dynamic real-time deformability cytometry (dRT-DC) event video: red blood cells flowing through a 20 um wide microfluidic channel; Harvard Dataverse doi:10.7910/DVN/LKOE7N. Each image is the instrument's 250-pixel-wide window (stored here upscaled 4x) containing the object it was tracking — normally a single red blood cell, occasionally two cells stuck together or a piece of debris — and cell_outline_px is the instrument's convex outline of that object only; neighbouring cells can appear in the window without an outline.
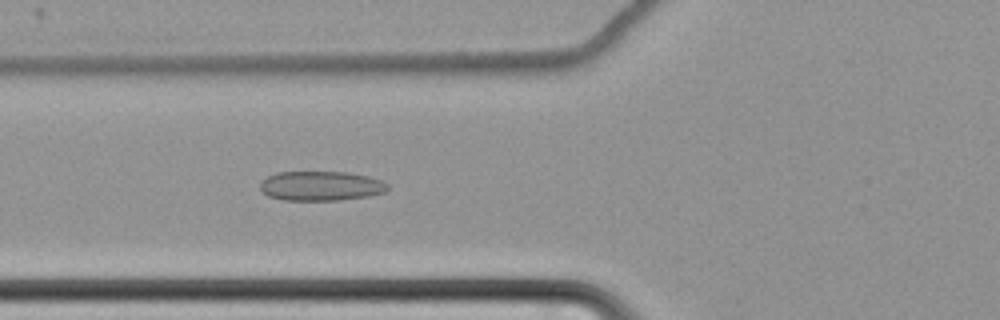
{"species": "common noctule bat (a hibernating species)", "species_latin": "Nyctalus noctula", "temperature_condition": "cold", "stored_images_in_passage": 59, "camera_frame_rate_fps": 3000, "um_per_image_px": 0.085, "animal": {"sex": "female", "body_mass_g": 22.7, "forearm_length_mm": 54.2}, "frame": {"image": 1, "passage_image": 22, "time_ms": 7.0, "image_size_px": [1000, 320], "cell_outline_px": [[388, 188], [384, 192], [368, 196], [340, 200], [284, 200], [268, 196], [260, 192], [260, 180], [276, 172], [348, 172], [368, 176], [380, 180], [388, 184]], "centroid_in_image_um": [27.23, 15.8], "position_along_channel_um": 98.6, "area_um2": 22.08}}
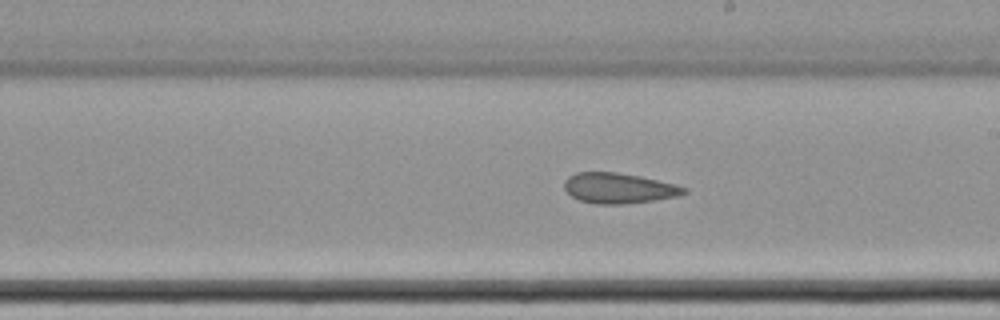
{"frame": {"image": 2, "passage_image": 34, "time_ms": 11.0, "image_size_px": [1000, 320], "cell_outline_px": [[688, 192], [680, 196], [652, 200], [620, 204], [596, 204], [580, 200], [572, 196], [564, 188], [564, 180], [568, 176], [576, 172], [616, 172], [640, 176], [676, 184], [688, 188]], "centroid_in_image_um": [52.61, 15.98], "position_along_channel_um": 236.4, "area_um2": 21.21}}
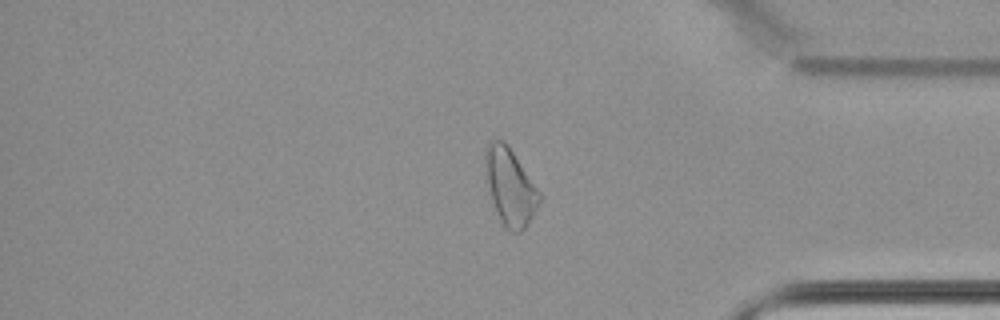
{"frame": {"image": 3, "passage_image": 49, "time_ms": 16.0, "image_size_px": [1000, 320], "cell_outline_px": [[540, 200], [528, 224], [520, 232], [512, 232], [500, 220], [496, 212], [492, 200], [488, 184], [484, 156], [484, 148], [492, 140], [504, 140], [508, 144], [540, 192]], "centroid_in_image_um": [43.35, 15.84], "position_along_channel_um": 391.9, "area_um2": 23.81}, "authors_computed_cell_mechanics": {"area_um2": 24.1604, "velocity_mm_per_s": 3.4468, "shape_relaxation_time_tau1_ms": null, "shape_relaxation_time_tau2_ms": 6.9232, "deformation_change_tau1": null, "deformation_change_tau2": 0.1508}}